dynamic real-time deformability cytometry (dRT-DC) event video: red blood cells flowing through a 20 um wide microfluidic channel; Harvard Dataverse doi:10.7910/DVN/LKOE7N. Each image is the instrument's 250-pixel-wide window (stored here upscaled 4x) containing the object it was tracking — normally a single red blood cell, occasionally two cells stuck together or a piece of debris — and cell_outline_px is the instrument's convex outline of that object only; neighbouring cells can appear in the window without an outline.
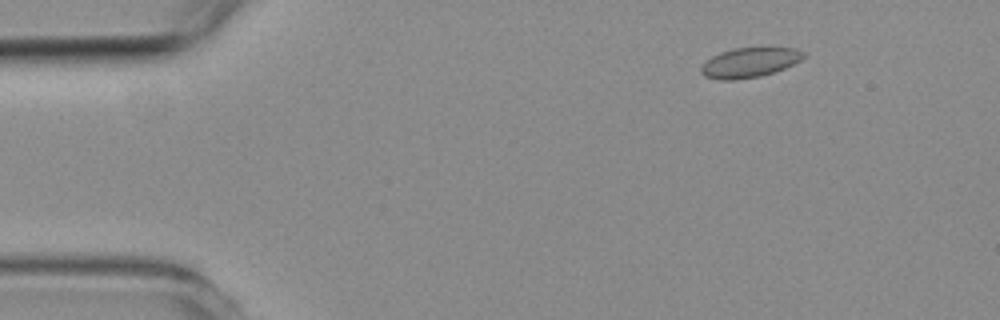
{"species": "common noctule bat (a hibernating species)", "species_latin": "Nyctalus noctula", "temperature_condition": "room temperature", "stored_images_in_passage": 4, "camera_frame_rate_fps": 3000, "um_per_image_px": 0.085, "animal": {"sex": "female", "body_mass_g": 19.3, "forearm_length_mm": 54.1}, "frame": {"image": 1, "passage_image": 2, "time_ms": 1.333, "image_size_px": [1000, 320], "cell_outline_px": [[804, 56], [800, 60], [784, 68], [760, 76], [736, 80], [720, 80], [704, 76], [700, 72], [700, 68], [712, 56], [720, 52], [736, 48], [796, 48], [804, 52]], "centroid_in_image_um": [63.68, 5.32], "position_along_channel_um": 21.3, "area_um2": 17.51}}